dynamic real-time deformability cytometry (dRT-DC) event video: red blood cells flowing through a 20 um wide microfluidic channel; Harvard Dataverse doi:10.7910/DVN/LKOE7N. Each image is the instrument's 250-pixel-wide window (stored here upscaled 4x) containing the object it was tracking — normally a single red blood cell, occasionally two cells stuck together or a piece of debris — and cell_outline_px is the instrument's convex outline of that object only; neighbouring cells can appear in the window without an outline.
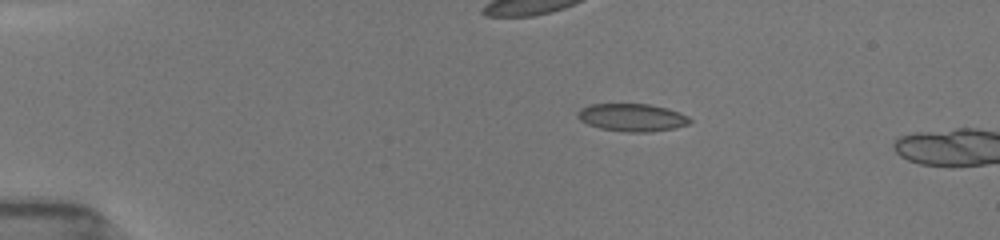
{"species": "common noctule bat (a hibernating species)", "species_latin": "Nyctalus noctula", "temperature_condition": "room temperature", "stored_images_in_passage": 9, "camera_frame_rate_fps": 3000, "um_per_image_px": 0.085, "animal": {"sex": "female", "body_mass_g": 19.5, "forearm_length_mm": 54.1}, "frame": {"image": 1, "passage_image": 7, "time_ms": 2.0, "image_size_px": [1000, 240], "cell_outline_px": [[692, 120], [688, 124], [676, 128], [648, 132], [628, 132], [600, 128], [588, 124], [580, 120], [576, 116], [576, 112], [580, 108], [588, 104], [648, 104], [664, 108], [688, 116]], "centroid_in_image_um": [53.67, 9.98], "position_along_channel_um": 31.3, "area_um2": 18.03}}